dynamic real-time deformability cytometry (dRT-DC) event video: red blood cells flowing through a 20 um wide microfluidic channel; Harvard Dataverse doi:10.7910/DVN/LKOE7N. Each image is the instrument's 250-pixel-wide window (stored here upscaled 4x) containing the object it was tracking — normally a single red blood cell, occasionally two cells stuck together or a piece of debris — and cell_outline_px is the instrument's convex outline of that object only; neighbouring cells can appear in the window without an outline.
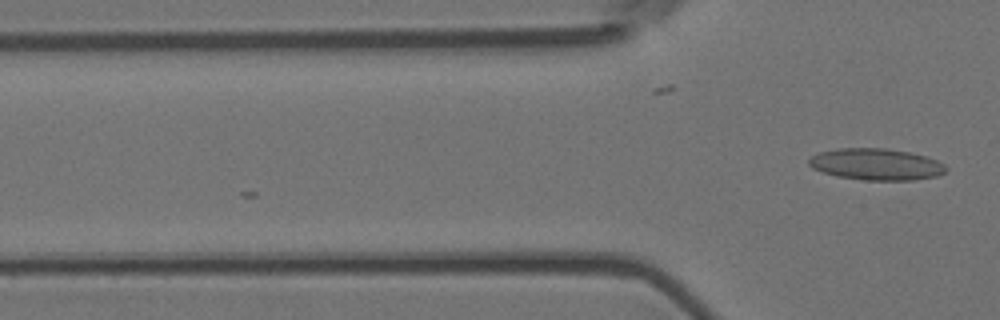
{"species": "Egyptian fruit bat (a non-hibernating species)", "species_latin": "Rousettus aegyptiacus", "temperature_condition": "room temperature", "stored_images_in_passage": 3, "camera_frame_rate_fps": 3000, "um_per_image_px": 0.085, "animal": {"sex": "female"}, "frame": {"image": 1, "passage_image": 3, "time_ms": 0.667, "image_size_px": [1000, 320], "cell_outline_px": [[948, 168], [944, 172], [936, 176], [912, 180], [864, 180], [836, 176], [812, 168], [808, 164], [808, 160], [812, 156], [820, 152], [840, 148], [884, 148], [908, 152], [928, 156], [944, 164]], "centroid_in_image_um": [74.48, 13.96], "position_along_channel_um": 51.3, "area_um2": 25.14}}